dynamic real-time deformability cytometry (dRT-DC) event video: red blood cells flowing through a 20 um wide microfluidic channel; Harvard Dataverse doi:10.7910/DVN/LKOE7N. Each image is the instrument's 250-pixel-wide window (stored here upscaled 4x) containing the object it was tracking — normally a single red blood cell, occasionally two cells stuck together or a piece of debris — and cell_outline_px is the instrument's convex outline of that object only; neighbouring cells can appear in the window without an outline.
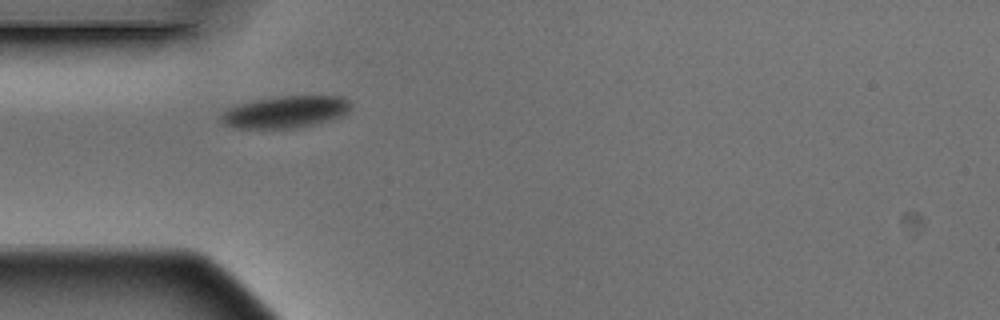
{"species": "Egyptian fruit bat (a non-hibernating species)", "species_latin": "Rousettus aegyptiacus", "temperature_condition": "warm", "stored_images_in_passage": 4, "camera_frame_rate_fps": 3000, "um_per_image_px": 0.085, "animal": {"sex": "male"}, "frame": {"image": 1, "passage_image": 1, "time_ms": 0.0, "image_size_px": [1000, 320], "cell_outline_px": [[348, 108], [340, 116], [312, 124], [296, 128], [232, 128], [224, 124], [220, 120], [220, 116], [228, 108], [240, 104], [280, 96], [344, 96], [348, 100]], "centroid_in_image_um": [24.2, 9.52], "position_along_channel_um": 60.8, "area_um2": 23.52}}
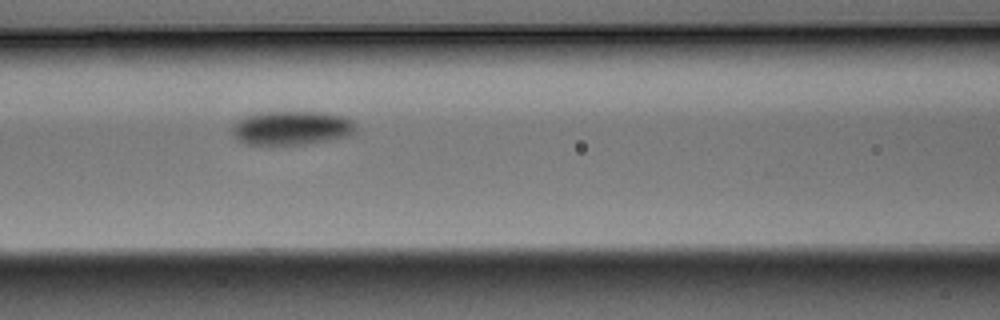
{"frame": {"image": 2, "passage_image": 3, "time_ms": 0.667, "image_size_px": [1000, 320], "cell_outline_px": [[356, 124], [352, 132], [344, 136], [328, 140], [304, 144], [248, 144], [240, 140], [232, 132], [232, 128], [240, 120], [248, 116], [268, 112], [320, 112], [344, 116], [352, 120]], "centroid_in_image_um": [24.82, 10.87], "position_along_channel_um": 141.8, "area_um2": 23.7}}
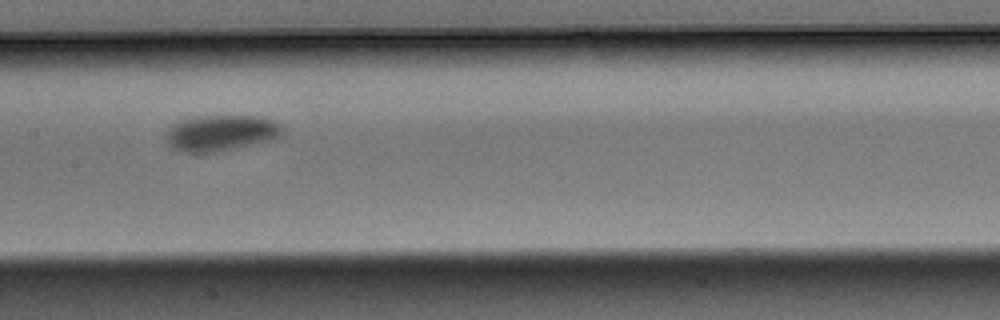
{"frame": {"image": 3, "passage_image": 4, "time_ms": 1.0, "image_size_px": [1000, 320], "cell_outline_px": [[284, 132], [280, 136], [268, 140], [236, 148], [196, 156], [180, 152], [172, 148], [168, 144], [164, 136], [168, 128], [172, 124], [180, 120], [196, 116], [260, 116], [272, 120], [280, 124], [284, 128]], "centroid_in_image_um": [18.69, 11.33], "position_along_channel_um": 188.7, "area_um2": 25.09}}